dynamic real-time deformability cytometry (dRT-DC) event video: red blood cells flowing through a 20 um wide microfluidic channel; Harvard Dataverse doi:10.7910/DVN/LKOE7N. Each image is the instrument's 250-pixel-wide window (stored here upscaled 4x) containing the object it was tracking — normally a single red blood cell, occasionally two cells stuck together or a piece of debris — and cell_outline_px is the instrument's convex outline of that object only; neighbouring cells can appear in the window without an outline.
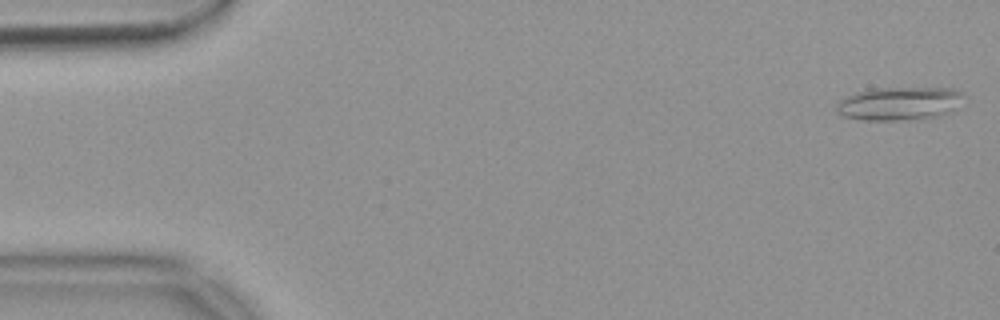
{"species": "common noctule bat (a hibernating species)", "species_latin": "Nyctalus noctula", "temperature_condition": "warm", "stored_images_in_passage": 12, "camera_frame_rate_fps": 3000, "um_per_image_px": 0.085, "animal": {"sex": "female", "body_mass_g": 18.4}, "frame": {"image": 1, "passage_image": 1, "time_ms": 0.0, "image_size_px": [1000, 320], "cell_outline_px": [[968, 96], [952, 112], [936, 116], [900, 120], [860, 120], [844, 116], [836, 112], [836, 104], [840, 100], [856, 92], [868, 88], [956, 88], [964, 92]], "centroid_in_image_um": [76.5, 8.78], "position_along_channel_um": 8.5, "area_um2": 25.09}}